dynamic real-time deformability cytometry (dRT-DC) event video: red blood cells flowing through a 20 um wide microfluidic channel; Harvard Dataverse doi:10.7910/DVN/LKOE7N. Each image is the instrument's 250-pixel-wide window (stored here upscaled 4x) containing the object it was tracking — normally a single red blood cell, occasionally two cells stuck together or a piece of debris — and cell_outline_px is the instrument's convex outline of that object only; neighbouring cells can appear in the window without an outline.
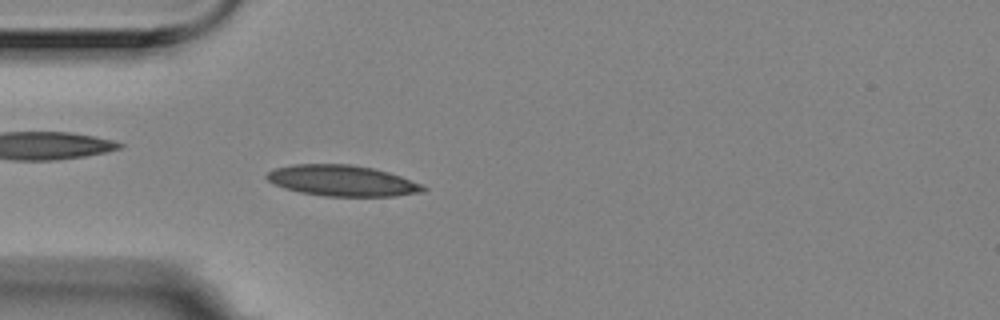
{"species": "Egyptian fruit bat (a non-hibernating species)", "species_latin": "Rousettus aegyptiacus", "temperature_condition": "room temperature", "stored_images_in_passage": 45, "camera_frame_rate_fps": 3000, "um_per_image_px": 0.085, "animal": {"sex": "female"}, "frame": {"image": 1, "passage_image": 7, "time_ms": 2.0, "image_size_px": [1000, 320], "cell_outline_px": [[428, 188], [424, 192], [396, 196], [324, 196], [300, 192], [284, 188], [268, 180], [264, 176], [268, 172], [276, 168], [296, 164], [348, 164], [372, 168], [388, 172], [400, 176], [420, 184]], "centroid_in_image_um": [29.09, 15.36], "position_along_channel_um": 55.9, "area_um2": 27.98}}
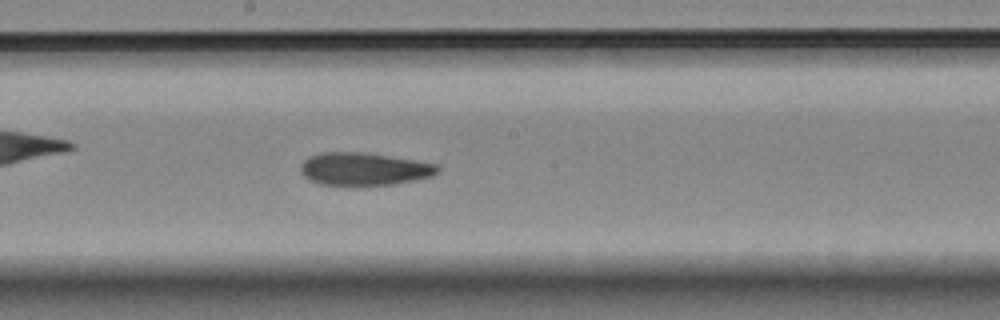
{"frame": {"image": 2, "passage_image": 21, "time_ms": 6.667, "image_size_px": [1000, 320], "cell_outline_px": [[440, 172], [432, 176], [416, 180], [396, 184], [320, 184], [304, 176], [300, 172], [300, 164], [308, 156], [320, 152], [360, 152], [388, 156], [436, 164], [440, 168]], "centroid_in_image_um": [30.93, 14.35], "position_along_channel_um": 217.3, "area_um2": 25.84}}
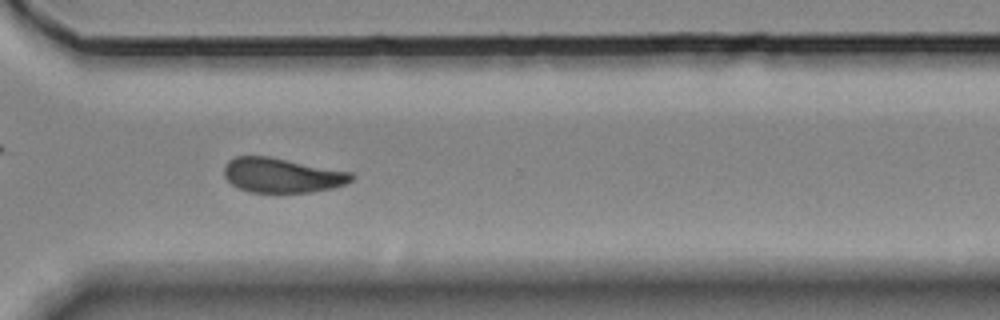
{"frame": {"image": 3, "passage_image": 32, "time_ms": 10.333, "image_size_px": [1000, 320], "cell_outline_px": [[356, 176], [352, 180], [344, 184], [332, 188], [312, 192], [248, 192], [232, 184], [224, 176], [224, 164], [228, 160], [236, 156], [268, 156], [352, 172]], "centroid_in_image_um": [23.96, 14.89], "position_along_channel_um": 346.6, "area_um2": 25.72}, "authors_computed_cell_mechanics": {"area_um2": 26.6458, "velocity_mm_per_s": 3.5294, "shape_relaxation_time_tau1_ms": 10.8228, "shape_relaxation_time_tau2_ms": 3.9328, "deformation_change_tau1": 0.2123, "deformation_change_tau2": 0.1022}}